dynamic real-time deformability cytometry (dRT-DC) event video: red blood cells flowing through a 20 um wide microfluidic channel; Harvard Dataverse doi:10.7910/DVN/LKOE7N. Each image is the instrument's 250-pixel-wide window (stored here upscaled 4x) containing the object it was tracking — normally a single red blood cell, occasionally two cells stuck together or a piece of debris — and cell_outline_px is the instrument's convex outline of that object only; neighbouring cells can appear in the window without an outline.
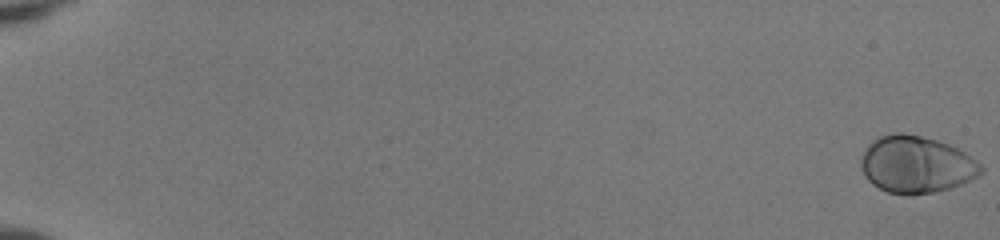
{"species": "human", "species_latin": "Homo sapiens", "temperature_condition": "room temperature", "stored_images_in_passage": 53, "camera_frame_rate_fps": 3000, "um_per_image_px": 0.085, "donor": {"sex": "female"}, "frame": {"image": 1, "passage_image": 1, "time_ms": 0.0, "image_size_px": [1000, 240], "cell_outline_px": [[984, 168], [976, 176], [960, 184], [936, 192], [908, 196], [904, 196], [888, 192], [872, 184], [864, 176], [860, 168], [860, 160], [864, 148], [876, 136], [892, 132], [900, 132], [920, 136], [936, 140], [948, 144], [964, 152], [976, 160]], "centroid_in_image_um": [77.8, 13.98], "position_along_channel_um": 7.2, "area_um2": 40.17}}
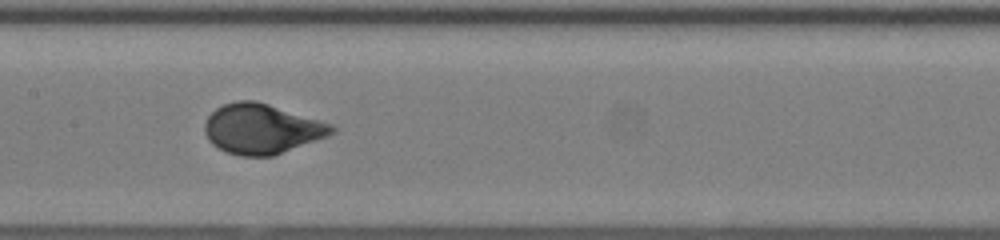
{"frame": {"image": 2, "passage_image": 30, "time_ms": 9.667, "image_size_px": [1000, 240], "cell_outline_px": [[336, 132], [328, 136], [272, 156], [240, 156], [228, 152], [212, 144], [208, 140], [204, 132], [204, 124], [208, 116], [216, 108], [224, 104], [236, 100], [256, 100], [332, 124], [336, 128]], "centroid_in_image_um": [22.24, 10.95], "position_along_channel_um": 185.2, "area_um2": 36.88}}
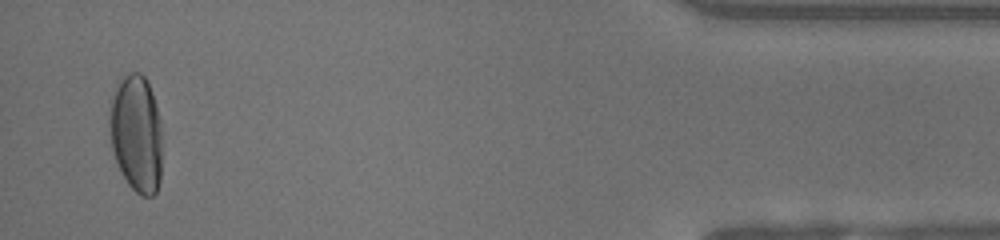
{"frame": {"image": 3, "passage_image": 52, "time_ms": 17.0, "image_size_px": [1000, 240], "cell_outline_px": [[160, 180], [156, 192], [152, 196], [140, 196], [128, 184], [120, 172], [112, 148], [108, 120], [108, 116], [116, 84], [120, 76], [128, 72], [140, 72], [148, 80], [152, 92], [156, 108], [160, 128]], "centroid_in_image_um": [11.55, 11.32], "position_along_channel_um": 423.6, "area_um2": 36.07}, "authors_computed_cell_mechanics": {"area_um2": 37.0498, "velocity_mm_per_s": 4.0883, "shape_relaxation_time_tau1_ms": 3.0422, "shape_relaxation_time_tau2_ms": null, "deformation_change_tau1": 0.1712, "deformation_change_tau2": null}}